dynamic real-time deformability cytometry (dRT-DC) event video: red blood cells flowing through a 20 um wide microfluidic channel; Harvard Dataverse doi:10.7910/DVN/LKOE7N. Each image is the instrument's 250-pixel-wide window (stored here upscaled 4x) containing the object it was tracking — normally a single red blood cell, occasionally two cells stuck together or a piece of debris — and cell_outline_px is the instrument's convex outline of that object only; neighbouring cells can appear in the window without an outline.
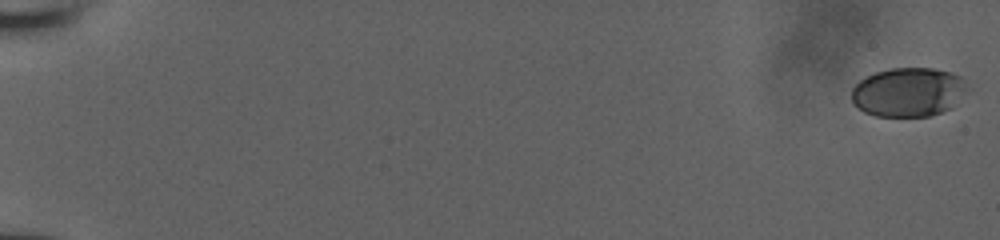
{"species": "human", "species_latin": "Homo sapiens", "temperature_condition": "room temperature", "stored_images_in_passage": 9, "camera_frame_rate_fps": 3000, "um_per_image_px": 0.085, "donor": {"sex": "male"}, "frame": {"image": 1, "passage_image": 1, "time_ms": 0.0, "image_size_px": [1000, 240], "cell_outline_px": [[972, 88], [952, 108], [928, 116], [876, 116], [864, 112], [852, 100], [852, 88], [860, 80], [876, 72], [892, 68], [932, 68], [952, 72], [960, 76]], "centroid_in_image_um": [77.29, 7.82], "position_along_channel_um": 7.7, "area_um2": 33.35}}
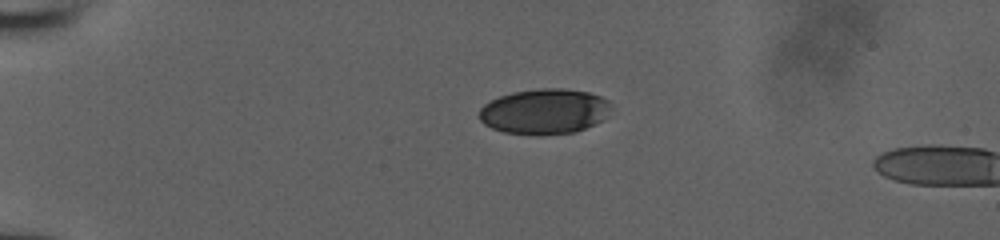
{"frame": {"image": 2, "passage_image": 8, "time_ms": 2.333, "image_size_px": [1000, 240], "cell_outline_px": [[608, 108], [604, 120], [576, 132], [540, 136], [536, 136], [504, 132], [492, 128], [484, 124], [476, 116], [480, 108], [484, 104], [500, 96], [512, 92], [540, 88], [564, 88], [588, 92], [600, 96], [608, 100]], "centroid_in_image_um": [46.23, 9.49], "position_along_channel_um": 38.8, "area_um2": 35.14}}